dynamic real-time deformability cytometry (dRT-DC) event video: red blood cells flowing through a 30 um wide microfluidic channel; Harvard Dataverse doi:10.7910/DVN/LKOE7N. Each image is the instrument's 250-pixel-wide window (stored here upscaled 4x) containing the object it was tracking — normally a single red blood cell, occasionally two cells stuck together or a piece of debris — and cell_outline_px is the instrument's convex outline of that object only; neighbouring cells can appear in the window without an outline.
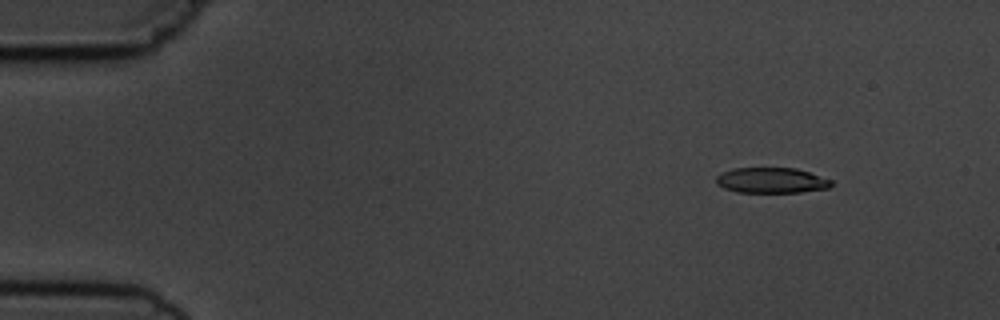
{"species": "common noctule bat (a hibernating species)", "species_latin": "Nyctalus noctula", "temperature_condition": "cold", "stored_images_in_passage": 5, "camera_frame_rate_fps": 3000, "um_per_image_px": 0.085, "animal": {"sex": "male", "body_mass_g": 19.5, "forearm_length_mm": 54.6}, "frame": {"image": 1, "passage_image": 2, "time_ms": 1.333, "image_size_px": [1000, 320], "cell_outline_px": [[832, 184], [828, 188], [800, 192], [736, 192], [724, 188], [716, 184], [716, 176], [732, 168], [796, 168], [832, 180]], "centroid_in_image_um": [65.55, 15.33], "position_along_channel_um": 19.5, "area_um2": 16.99}}